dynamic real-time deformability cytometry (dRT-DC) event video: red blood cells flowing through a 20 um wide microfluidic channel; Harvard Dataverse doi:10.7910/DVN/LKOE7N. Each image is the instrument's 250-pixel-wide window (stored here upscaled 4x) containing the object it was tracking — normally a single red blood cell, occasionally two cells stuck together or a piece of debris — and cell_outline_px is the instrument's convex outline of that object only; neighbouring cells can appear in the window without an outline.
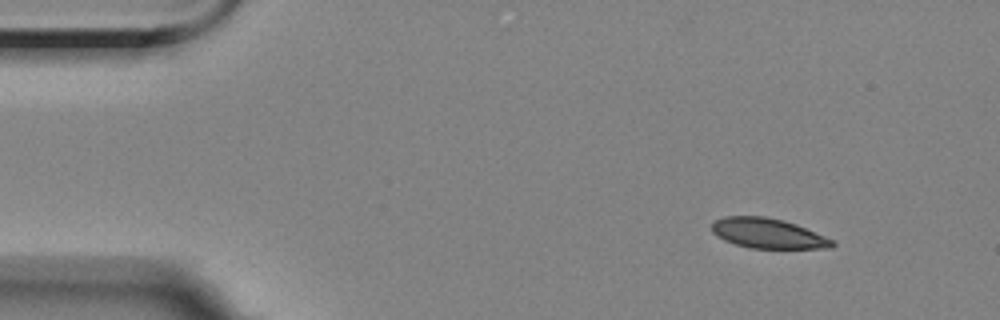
{"species": "Egyptian fruit bat (a non-hibernating species)", "species_latin": "Rousettus aegyptiacus", "temperature_condition": "room temperature", "stored_images_in_passage": 4, "camera_frame_rate_fps": 3000, "um_per_image_px": 0.085, "animal": {"sex": "female"}, "frame": {"image": 1, "passage_image": 1, "time_ms": 0.0, "image_size_px": [1000, 320], "cell_outline_px": [[836, 244], [832, 248], [752, 248], [736, 244], [724, 240], [716, 236], [712, 232], [712, 224], [716, 220], [724, 216], [764, 216], [784, 220], [796, 224], [836, 240]], "centroid_in_image_um": [65.31, 19.83], "position_along_channel_um": 19.7, "area_um2": 21.15}}
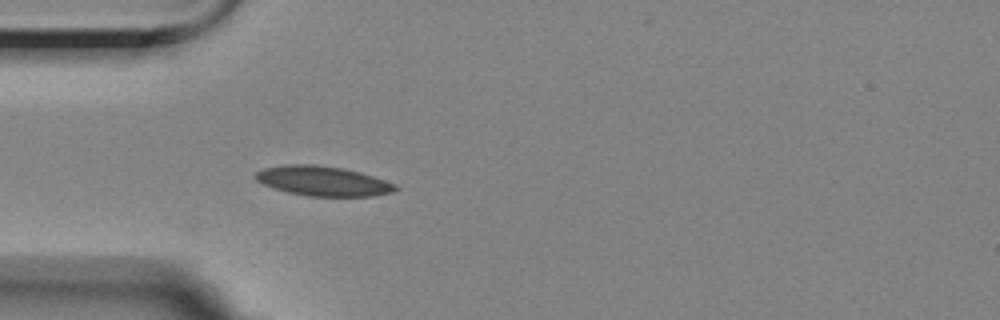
{"frame": {"image": 2, "passage_image": 4, "time_ms": 3.333, "image_size_px": [1000, 320], "cell_outline_px": [[400, 188], [392, 192], [372, 196], [308, 196], [288, 192], [264, 184], [256, 180], [252, 176], [256, 172], [264, 168], [284, 164], [316, 164], [344, 168], [360, 172], [396, 184]], "centroid_in_image_um": [27.44, 15.37], "position_along_channel_um": 57.6, "area_um2": 24.28}}